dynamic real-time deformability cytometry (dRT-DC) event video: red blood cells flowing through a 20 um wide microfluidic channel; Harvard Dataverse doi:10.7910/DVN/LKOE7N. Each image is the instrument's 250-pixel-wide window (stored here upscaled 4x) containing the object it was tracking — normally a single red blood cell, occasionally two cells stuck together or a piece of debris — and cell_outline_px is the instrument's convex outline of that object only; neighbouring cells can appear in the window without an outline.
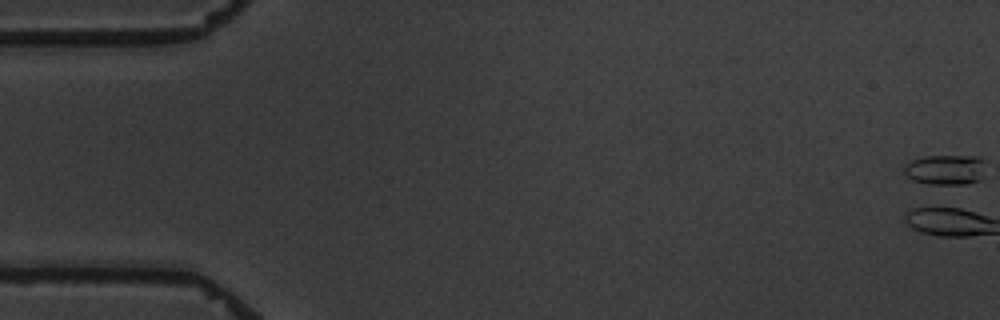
{"species": "common noctule bat (a hibernating species)", "species_latin": "Nyctalus noctula", "temperature_condition": "warm", "stored_images_in_passage": 7, "camera_frame_rate_fps": 3000, "um_per_image_px": 0.085, "animal": {"sex": "male", "body_mass_g": 19.5, "forearm_length_mm": 54.6}, "frame": {"image": 1, "passage_image": 1, "time_ms": 0.0, "image_size_px": [1000, 320], "cell_outline_px": [[980, 180], [968, 184], [928, 184], [912, 180], [904, 172], [904, 164], [912, 160], [924, 156], [980, 156]], "centroid_in_image_um": [80.27, 14.43], "position_along_channel_um": 4.7, "area_um2": 13.99}}